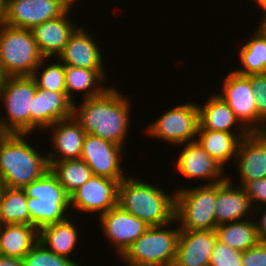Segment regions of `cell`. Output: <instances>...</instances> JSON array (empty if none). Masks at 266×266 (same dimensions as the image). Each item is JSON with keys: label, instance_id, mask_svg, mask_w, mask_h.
<instances>
[{"label": "cell", "instance_id": "1", "mask_svg": "<svg viewBox=\"0 0 266 266\" xmlns=\"http://www.w3.org/2000/svg\"><path fill=\"white\" fill-rule=\"evenodd\" d=\"M116 87L109 88L101 95L82 99L77 106L73 103L72 116L86 134L103 138L125 148L128 136L132 102Z\"/></svg>", "mask_w": 266, "mask_h": 266}, {"label": "cell", "instance_id": "2", "mask_svg": "<svg viewBox=\"0 0 266 266\" xmlns=\"http://www.w3.org/2000/svg\"><path fill=\"white\" fill-rule=\"evenodd\" d=\"M117 205L150 227L167 225L175 220V191L165 193L161 187L142 178L127 175L119 182Z\"/></svg>", "mask_w": 266, "mask_h": 266}, {"label": "cell", "instance_id": "3", "mask_svg": "<svg viewBox=\"0 0 266 266\" xmlns=\"http://www.w3.org/2000/svg\"><path fill=\"white\" fill-rule=\"evenodd\" d=\"M26 136L30 134L0 136V178L8 188L22 189L50 170L47 155L30 146Z\"/></svg>", "mask_w": 266, "mask_h": 266}, {"label": "cell", "instance_id": "4", "mask_svg": "<svg viewBox=\"0 0 266 266\" xmlns=\"http://www.w3.org/2000/svg\"><path fill=\"white\" fill-rule=\"evenodd\" d=\"M27 196L30 225L38 231L47 225L68 219L70 196L48 170L40 179L22 188Z\"/></svg>", "mask_w": 266, "mask_h": 266}, {"label": "cell", "instance_id": "5", "mask_svg": "<svg viewBox=\"0 0 266 266\" xmlns=\"http://www.w3.org/2000/svg\"><path fill=\"white\" fill-rule=\"evenodd\" d=\"M172 224L149 227L119 257L125 266L166 265L173 266L176 258L180 228ZM172 229V230H171Z\"/></svg>", "mask_w": 266, "mask_h": 266}, {"label": "cell", "instance_id": "6", "mask_svg": "<svg viewBox=\"0 0 266 266\" xmlns=\"http://www.w3.org/2000/svg\"><path fill=\"white\" fill-rule=\"evenodd\" d=\"M217 183L175 190V220L180 230H215Z\"/></svg>", "mask_w": 266, "mask_h": 266}, {"label": "cell", "instance_id": "7", "mask_svg": "<svg viewBox=\"0 0 266 266\" xmlns=\"http://www.w3.org/2000/svg\"><path fill=\"white\" fill-rule=\"evenodd\" d=\"M37 84L32 76H9L0 91L6 119L0 117L2 134H30V110ZM1 106V105H0Z\"/></svg>", "mask_w": 266, "mask_h": 266}, {"label": "cell", "instance_id": "8", "mask_svg": "<svg viewBox=\"0 0 266 266\" xmlns=\"http://www.w3.org/2000/svg\"><path fill=\"white\" fill-rule=\"evenodd\" d=\"M43 58L31 30L0 24V63L8 76H32Z\"/></svg>", "mask_w": 266, "mask_h": 266}, {"label": "cell", "instance_id": "9", "mask_svg": "<svg viewBox=\"0 0 266 266\" xmlns=\"http://www.w3.org/2000/svg\"><path fill=\"white\" fill-rule=\"evenodd\" d=\"M198 127V105L191 101L169 108L147 126L145 132L153 139L181 147V144L196 141Z\"/></svg>", "mask_w": 266, "mask_h": 266}, {"label": "cell", "instance_id": "10", "mask_svg": "<svg viewBox=\"0 0 266 266\" xmlns=\"http://www.w3.org/2000/svg\"><path fill=\"white\" fill-rule=\"evenodd\" d=\"M221 85L217 95L228 104L239 122L250 133L266 130V124L258 116L250 75H241L233 70L227 74Z\"/></svg>", "mask_w": 266, "mask_h": 266}, {"label": "cell", "instance_id": "11", "mask_svg": "<svg viewBox=\"0 0 266 266\" xmlns=\"http://www.w3.org/2000/svg\"><path fill=\"white\" fill-rule=\"evenodd\" d=\"M122 154H124L123 147L92 134H86L80 159L88 164L93 175L120 182L127 175L123 174L126 170L121 168Z\"/></svg>", "mask_w": 266, "mask_h": 266}, {"label": "cell", "instance_id": "12", "mask_svg": "<svg viewBox=\"0 0 266 266\" xmlns=\"http://www.w3.org/2000/svg\"><path fill=\"white\" fill-rule=\"evenodd\" d=\"M118 186L117 180L92 175L70 195V209L85 214L95 212L100 217L117 206Z\"/></svg>", "mask_w": 266, "mask_h": 266}, {"label": "cell", "instance_id": "13", "mask_svg": "<svg viewBox=\"0 0 266 266\" xmlns=\"http://www.w3.org/2000/svg\"><path fill=\"white\" fill-rule=\"evenodd\" d=\"M181 145L183 148L175 161L176 173L196 181L206 179L208 182L205 180V185L220 183L228 178L226 168L213 159L197 141Z\"/></svg>", "mask_w": 266, "mask_h": 266}, {"label": "cell", "instance_id": "14", "mask_svg": "<svg viewBox=\"0 0 266 266\" xmlns=\"http://www.w3.org/2000/svg\"><path fill=\"white\" fill-rule=\"evenodd\" d=\"M98 218L104 237L113 244L117 258L150 227L118 205Z\"/></svg>", "mask_w": 266, "mask_h": 266}, {"label": "cell", "instance_id": "15", "mask_svg": "<svg viewBox=\"0 0 266 266\" xmlns=\"http://www.w3.org/2000/svg\"><path fill=\"white\" fill-rule=\"evenodd\" d=\"M68 8L62 0H7L4 23L31 30L36 25L60 17Z\"/></svg>", "mask_w": 266, "mask_h": 266}, {"label": "cell", "instance_id": "16", "mask_svg": "<svg viewBox=\"0 0 266 266\" xmlns=\"http://www.w3.org/2000/svg\"><path fill=\"white\" fill-rule=\"evenodd\" d=\"M32 101L30 135L38 129L41 130V134L45 133V130L57 121L72 117L73 102L67 97L66 92L37 88Z\"/></svg>", "mask_w": 266, "mask_h": 266}, {"label": "cell", "instance_id": "17", "mask_svg": "<svg viewBox=\"0 0 266 266\" xmlns=\"http://www.w3.org/2000/svg\"><path fill=\"white\" fill-rule=\"evenodd\" d=\"M239 172V185L266 178V138L260 132H252L241 139L234 162Z\"/></svg>", "mask_w": 266, "mask_h": 266}, {"label": "cell", "instance_id": "18", "mask_svg": "<svg viewBox=\"0 0 266 266\" xmlns=\"http://www.w3.org/2000/svg\"><path fill=\"white\" fill-rule=\"evenodd\" d=\"M215 230H180L173 266H209Z\"/></svg>", "mask_w": 266, "mask_h": 266}, {"label": "cell", "instance_id": "19", "mask_svg": "<svg viewBox=\"0 0 266 266\" xmlns=\"http://www.w3.org/2000/svg\"><path fill=\"white\" fill-rule=\"evenodd\" d=\"M232 179L228 175L226 180L217 183V199L214 213L216 226L245 220L249 217L253 218L254 208L249 197L242 186L232 183Z\"/></svg>", "mask_w": 266, "mask_h": 266}, {"label": "cell", "instance_id": "20", "mask_svg": "<svg viewBox=\"0 0 266 266\" xmlns=\"http://www.w3.org/2000/svg\"><path fill=\"white\" fill-rule=\"evenodd\" d=\"M71 9L69 7L60 17L45 21L31 29L39 52L44 58H52V56L58 58L69 38L78 28L76 23L68 17Z\"/></svg>", "mask_w": 266, "mask_h": 266}, {"label": "cell", "instance_id": "21", "mask_svg": "<svg viewBox=\"0 0 266 266\" xmlns=\"http://www.w3.org/2000/svg\"><path fill=\"white\" fill-rule=\"evenodd\" d=\"M51 135L53 152H47L49 166L56 161L67 159H80L83 140L86 135L80 124L72 117L59 120L45 131Z\"/></svg>", "mask_w": 266, "mask_h": 266}, {"label": "cell", "instance_id": "22", "mask_svg": "<svg viewBox=\"0 0 266 266\" xmlns=\"http://www.w3.org/2000/svg\"><path fill=\"white\" fill-rule=\"evenodd\" d=\"M98 41L82 26L69 38L58 59L67 66L86 69H104V60Z\"/></svg>", "mask_w": 266, "mask_h": 266}, {"label": "cell", "instance_id": "23", "mask_svg": "<svg viewBox=\"0 0 266 266\" xmlns=\"http://www.w3.org/2000/svg\"><path fill=\"white\" fill-rule=\"evenodd\" d=\"M206 100L207 101L203 103L204 105L202 106L199 103L197 104L199 110L198 129H208L234 134L250 133L239 122L228 104L220 96L214 93L211 94L210 97L208 96Z\"/></svg>", "mask_w": 266, "mask_h": 266}, {"label": "cell", "instance_id": "24", "mask_svg": "<svg viewBox=\"0 0 266 266\" xmlns=\"http://www.w3.org/2000/svg\"><path fill=\"white\" fill-rule=\"evenodd\" d=\"M105 69H86L65 65L66 95L74 103L75 94L83 92V99L93 98L103 94L109 87L102 82L108 78ZM101 84V85H100ZM77 92V93H76Z\"/></svg>", "mask_w": 266, "mask_h": 266}, {"label": "cell", "instance_id": "25", "mask_svg": "<svg viewBox=\"0 0 266 266\" xmlns=\"http://www.w3.org/2000/svg\"><path fill=\"white\" fill-rule=\"evenodd\" d=\"M78 230L73 221L68 218L42 227L39 230L38 241L51 252L74 260L71 254L75 252L80 241Z\"/></svg>", "mask_w": 266, "mask_h": 266}, {"label": "cell", "instance_id": "26", "mask_svg": "<svg viewBox=\"0 0 266 266\" xmlns=\"http://www.w3.org/2000/svg\"><path fill=\"white\" fill-rule=\"evenodd\" d=\"M248 134L198 129L196 141L201 147L224 168L236 159L239 143Z\"/></svg>", "mask_w": 266, "mask_h": 266}, {"label": "cell", "instance_id": "27", "mask_svg": "<svg viewBox=\"0 0 266 266\" xmlns=\"http://www.w3.org/2000/svg\"><path fill=\"white\" fill-rule=\"evenodd\" d=\"M39 231L28 224H4L0 234V255L23 257L38 242Z\"/></svg>", "mask_w": 266, "mask_h": 266}, {"label": "cell", "instance_id": "28", "mask_svg": "<svg viewBox=\"0 0 266 266\" xmlns=\"http://www.w3.org/2000/svg\"><path fill=\"white\" fill-rule=\"evenodd\" d=\"M252 219L217 225L215 228L217 240L241 252L255 246L260 238L256 231L254 219Z\"/></svg>", "mask_w": 266, "mask_h": 266}, {"label": "cell", "instance_id": "29", "mask_svg": "<svg viewBox=\"0 0 266 266\" xmlns=\"http://www.w3.org/2000/svg\"><path fill=\"white\" fill-rule=\"evenodd\" d=\"M247 40L238 55L242 68L234 71L245 76L266 74V38L255 30Z\"/></svg>", "mask_w": 266, "mask_h": 266}, {"label": "cell", "instance_id": "30", "mask_svg": "<svg viewBox=\"0 0 266 266\" xmlns=\"http://www.w3.org/2000/svg\"><path fill=\"white\" fill-rule=\"evenodd\" d=\"M50 170L69 196L93 175L91 168L81 159L53 162Z\"/></svg>", "mask_w": 266, "mask_h": 266}, {"label": "cell", "instance_id": "31", "mask_svg": "<svg viewBox=\"0 0 266 266\" xmlns=\"http://www.w3.org/2000/svg\"><path fill=\"white\" fill-rule=\"evenodd\" d=\"M0 218L5 224L30 225L27 196L20 188H6L0 202Z\"/></svg>", "mask_w": 266, "mask_h": 266}, {"label": "cell", "instance_id": "32", "mask_svg": "<svg viewBox=\"0 0 266 266\" xmlns=\"http://www.w3.org/2000/svg\"><path fill=\"white\" fill-rule=\"evenodd\" d=\"M48 60L49 58H43L32 75L36 81L37 88L55 92H66L65 65L58 58L54 59L57 62L53 61V63L47 65L46 62Z\"/></svg>", "mask_w": 266, "mask_h": 266}, {"label": "cell", "instance_id": "33", "mask_svg": "<svg viewBox=\"0 0 266 266\" xmlns=\"http://www.w3.org/2000/svg\"><path fill=\"white\" fill-rule=\"evenodd\" d=\"M23 266H81L76 260L57 255L40 241L23 257Z\"/></svg>", "mask_w": 266, "mask_h": 266}, {"label": "cell", "instance_id": "34", "mask_svg": "<svg viewBox=\"0 0 266 266\" xmlns=\"http://www.w3.org/2000/svg\"><path fill=\"white\" fill-rule=\"evenodd\" d=\"M242 252L216 241L210 256L209 266H242Z\"/></svg>", "mask_w": 266, "mask_h": 266}, {"label": "cell", "instance_id": "35", "mask_svg": "<svg viewBox=\"0 0 266 266\" xmlns=\"http://www.w3.org/2000/svg\"><path fill=\"white\" fill-rule=\"evenodd\" d=\"M242 188L253 205V218L255 219L257 218L255 215L262 213L261 211L264 210L262 207L266 206V178L246 182Z\"/></svg>", "mask_w": 266, "mask_h": 266}, {"label": "cell", "instance_id": "36", "mask_svg": "<svg viewBox=\"0 0 266 266\" xmlns=\"http://www.w3.org/2000/svg\"><path fill=\"white\" fill-rule=\"evenodd\" d=\"M250 84L256 96L258 116L266 124V74L250 75Z\"/></svg>", "mask_w": 266, "mask_h": 266}, {"label": "cell", "instance_id": "37", "mask_svg": "<svg viewBox=\"0 0 266 266\" xmlns=\"http://www.w3.org/2000/svg\"><path fill=\"white\" fill-rule=\"evenodd\" d=\"M242 266H266V242L259 241L255 246L242 252Z\"/></svg>", "mask_w": 266, "mask_h": 266}, {"label": "cell", "instance_id": "38", "mask_svg": "<svg viewBox=\"0 0 266 266\" xmlns=\"http://www.w3.org/2000/svg\"><path fill=\"white\" fill-rule=\"evenodd\" d=\"M258 221L254 220L256 231L258 237L261 241L266 242V209L263 211V214L260 218L257 219Z\"/></svg>", "mask_w": 266, "mask_h": 266}, {"label": "cell", "instance_id": "39", "mask_svg": "<svg viewBox=\"0 0 266 266\" xmlns=\"http://www.w3.org/2000/svg\"><path fill=\"white\" fill-rule=\"evenodd\" d=\"M0 266H23V259L0 255Z\"/></svg>", "mask_w": 266, "mask_h": 266}, {"label": "cell", "instance_id": "40", "mask_svg": "<svg viewBox=\"0 0 266 266\" xmlns=\"http://www.w3.org/2000/svg\"><path fill=\"white\" fill-rule=\"evenodd\" d=\"M7 0H0V24H3L6 18Z\"/></svg>", "mask_w": 266, "mask_h": 266}, {"label": "cell", "instance_id": "41", "mask_svg": "<svg viewBox=\"0 0 266 266\" xmlns=\"http://www.w3.org/2000/svg\"><path fill=\"white\" fill-rule=\"evenodd\" d=\"M260 19L261 23L259 24V27L256 28V31L266 38V16H263Z\"/></svg>", "mask_w": 266, "mask_h": 266}, {"label": "cell", "instance_id": "42", "mask_svg": "<svg viewBox=\"0 0 266 266\" xmlns=\"http://www.w3.org/2000/svg\"><path fill=\"white\" fill-rule=\"evenodd\" d=\"M9 76L4 71V68L2 67L0 63V91L4 87V84L6 83V80Z\"/></svg>", "mask_w": 266, "mask_h": 266}, {"label": "cell", "instance_id": "43", "mask_svg": "<svg viewBox=\"0 0 266 266\" xmlns=\"http://www.w3.org/2000/svg\"><path fill=\"white\" fill-rule=\"evenodd\" d=\"M253 1H255V3H257L256 5L260 6L259 8L262 9L263 16H266V0H253Z\"/></svg>", "mask_w": 266, "mask_h": 266}, {"label": "cell", "instance_id": "44", "mask_svg": "<svg viewBox=\"0 0 266 266\" xmlns=\"http://www.w3.org/2000/svg\"><path fill=\"white\" fill-rule=\"evenodd\" d=\"M6 188L7 187H6L5 183H4V181L0 178V202L2 200L4 191H5Z\"/></svg>", "mask_w": 266, "mask_h": 266}, {"label": "cell", "instance_id": "45", "mask_svg": "<svg viewBox=\"0 0 266 266\" xmlns=\"http://www.w3.org/2000/svg\"><path fill=\"white\" fill-rule=\"evenodd\" d=\"M62 1L65 2L70 8H73V6L76 5L77 3V0H62Z\"/></svg>", "mask_w": 266, "mask_h": 266}, {"label": "cell", "instance_id": "46", "mask_svg": "<svg viewBox=\"0 0 266 266\" xmlns=\"http://www.w3.org/2000/svg\"><path fill=\"white\" fill-rule=\"evenodd\" d=\"M4 222H3V220L0 218V234H1V232H2V229H3V227H4Z\"/></svg>", "mask_w": 266, "mask_h": 266}, {"label": "cell", "instance_id": "47", "mask_svg": "<svg viewBox=\"0 0 266 266\" xmlns=\"http://www.w3.org/2000/svg\"><path fill=\"white\" fill-rule=\"evenodd\" d=\"M265 138H266V130H264L263 132H260Z\"/></svg>", "mask_w": 266, "mask_h": 266}, {"label": "cell", "instance_id": "48", "mask_svg": "<svg viewBox=\"0 0 266 266\" xmlns=\"http://www.w3.org/2000/svg\"><path fill=\"white\" fill-rule=\"evenodd\" d=\"M140 266H166V265H140Z\"/></svg>", "mask_w": 266, "mask_h": 266}]
</instances>
